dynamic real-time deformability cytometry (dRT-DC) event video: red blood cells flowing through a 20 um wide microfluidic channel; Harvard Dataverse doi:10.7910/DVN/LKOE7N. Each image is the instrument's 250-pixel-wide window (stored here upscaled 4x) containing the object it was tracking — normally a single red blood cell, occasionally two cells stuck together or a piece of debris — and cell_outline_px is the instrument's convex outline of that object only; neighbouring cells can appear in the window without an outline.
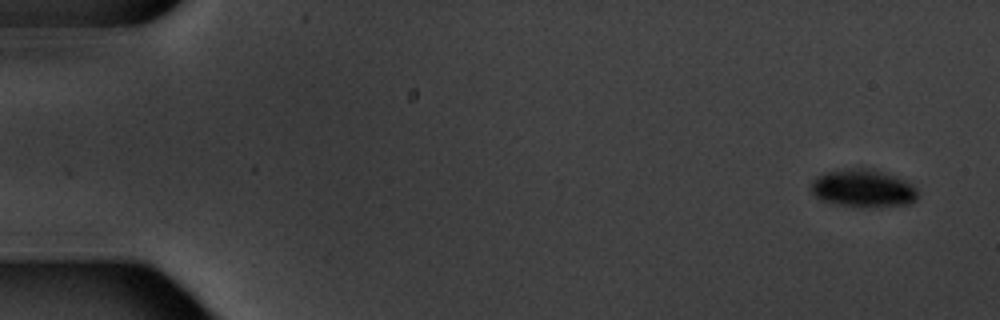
{"species": "common noctule bat (a hibernating species)", "species_latin": "Nyctalus noctula", "temperature_condition": "warm", "stored_images_in_passage": 15, "camera_frame_rate_fps": 3000, "um_per_image_px": 0.085, "animal": {"sex": "male", "body_mass_g": 20.1, "forearm_length_mm": 53.5}, "frame": {"image": 1, "passage_image": 1, "time_ms": 0.0, "image_size_px": [1000, 320], "cell_outline_px": [[916, 200], [912, 204], [876, 208], [864, 208], [840, 204], [820, 200], [808, 188], [812, 180], [816, 176], [824, 172], [852, 168], [868, 168], [896, 176], [912, 184], [916, 188]], "centroid_in_image_um": [73.35, 16.03], "position_along_channel_um": 11.7, "area_um2": 23.87}}
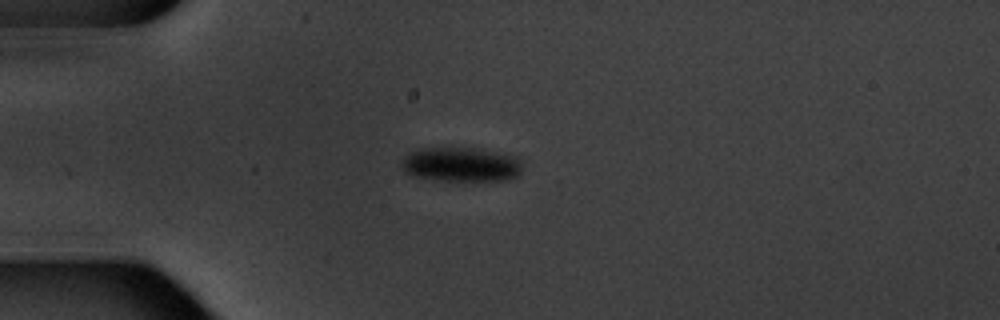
{"frame": {"image": 2, "passage_image": 4, "time_ms": 4.333, "image_size_px": [1000, 320], "cell_outline_px": [[520, 172], [516, 176], [508, 180], [444, 180], [416, 176], [404, 172], [400, 164], [404, 156], [416, 148], [476, 148], [516, 156], [520, 160]], "centroid_in_image_um": [39.16, 13.96], "position_along_channel_um": 45.8, "area_um2": 24.04}}
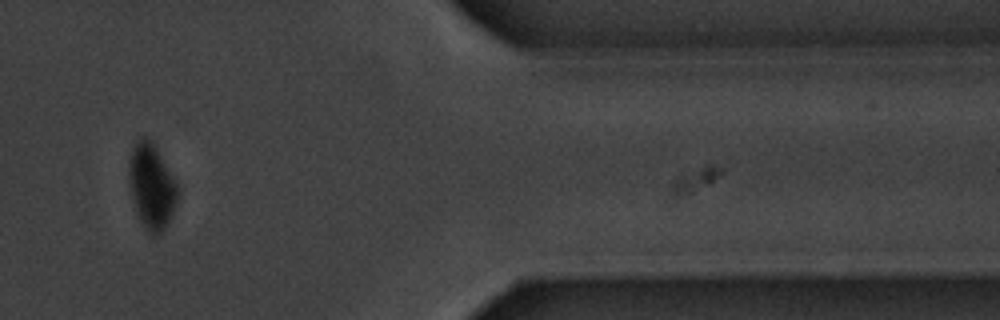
{"frame": {"image": 3, "passage_image": 13, "time_ms": 16.0, "image_size_px": [1000, 320], "cell_outline_px": [[176, 204], [164, 228], [160, 232], [152, 236], [140, 220], [136, 212], [128, 184], [128, 160], [132, 148], [136, 140], [140, 136], [148, 136], [152, 140], [176, 180]], "centroid_in_image_um": [12.84, 15.75], "position_along_channel_um": 398.6, "area_um2": 24.16}, "authors_computed_cell_mechanics": {"area_um2": 26.01, "velocity_mm_per_s": 3.4623, "shape_relaxation_time_tau1_ms": 2.6224, "shape_relaxation_time_tau2_ms": null, "deformation_change_tau1": 0.0897, "deformation_change_tau2": null}}